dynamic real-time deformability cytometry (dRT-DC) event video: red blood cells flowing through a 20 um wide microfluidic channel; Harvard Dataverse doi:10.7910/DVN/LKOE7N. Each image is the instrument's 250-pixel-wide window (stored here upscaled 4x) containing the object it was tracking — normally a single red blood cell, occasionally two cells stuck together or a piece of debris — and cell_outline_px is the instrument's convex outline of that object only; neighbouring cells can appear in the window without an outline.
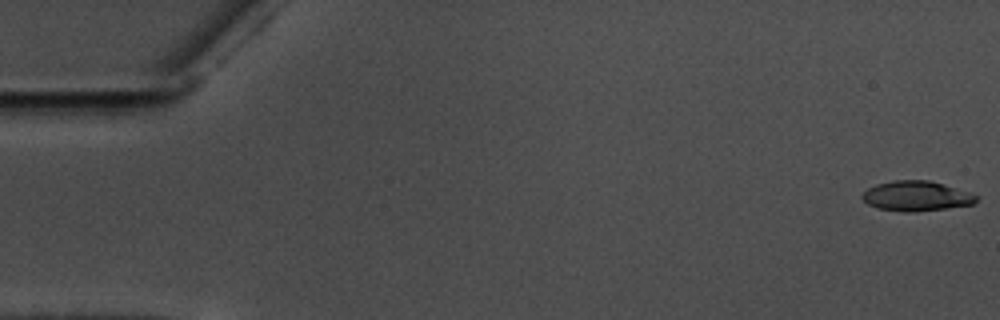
{"species": "common noctule bat (a hibernating species)", "species_latin": "Nyctalus noctula", "temperature_condition": "warm", "stored_images_in_passage": 58, "camera_frame_rate_fps": 3000, "um_per_image_px": 0.085, "animal": {"sex": "male", "body_mass_g": 17.5, "forearm_length_mm": 52.3}, "frame": {"image": 1, "passage_image": 1, "time_ms": 0.0, "image_size_px": [1000, 320], "cell_outline_px": [[980, 196], [972, 204], [944, 208], [912, 212], [904, 212], [876, 208], [868, 204], [860, 196], [868, 188], [876, 184], [892, 180], [928, 180], [944, 184], [972, 192]], "centroid_in_image_um": [77.89, 16.65], "position_along_channel_um": 7.1, "area_um2": 20.0}}
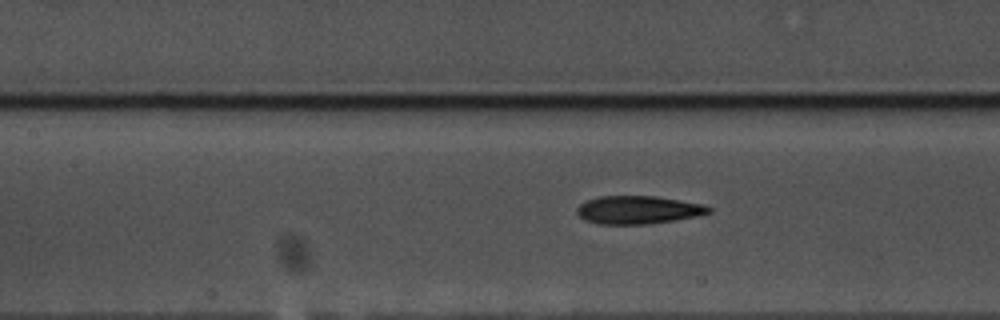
{"frame": {"image": 2, "passage_image": 26, "time_ms": 8.333, "image_size_px": [1000, 320], "cell_outline_px": [[712, 212], [700, 216], [676, 220], [648, 224], [600, 224], [584, 220], [576, 212], [576, 208], [580, 204], [588, 200], [600, 196], [656, 196], [704, 204], [712, 208]], "centroid_in_image_um": [54.28, 17.84], "position_along_channel_um": 153.1, "area_um2": 21.73}}
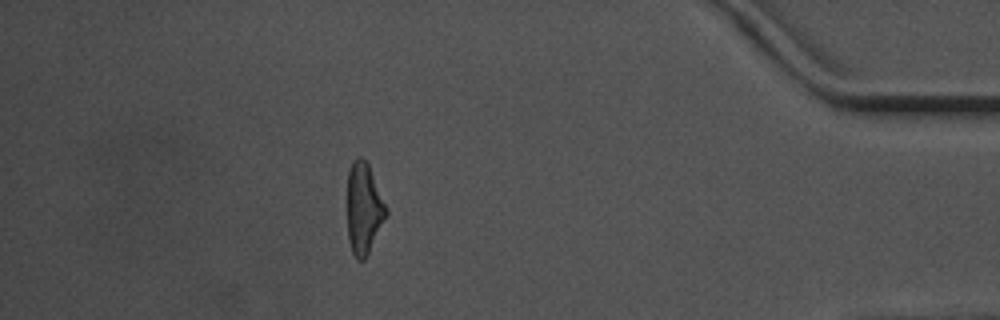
{"frame": {"image": 3, "passage_image": 51, "time_ms": 16.667, "image_size_px": [1000, 320], "cell_outline_px": [[388, 216], [364, 260], [356, 260], [352, 252], [348, 240], [348, 172], [352, 160], [360, 156], [368, 164], [388, 212]], "centroid_in_image_um": [30.92, 17.75], "position_along_channel_um": 404.3, "area_um2": 20.46}, "authors_computed_cell_mechanics": {"area_um2": 21.1837, "velocity_mm_per_s": 3.5768, "shape_relaxation_time_tau1_ms": 7.062, "shape_relaxation_time_tau2_ms": 2.7947, "deformation_change_tau1": 0.1877, "deformation_change_tau2": 0.1165}}